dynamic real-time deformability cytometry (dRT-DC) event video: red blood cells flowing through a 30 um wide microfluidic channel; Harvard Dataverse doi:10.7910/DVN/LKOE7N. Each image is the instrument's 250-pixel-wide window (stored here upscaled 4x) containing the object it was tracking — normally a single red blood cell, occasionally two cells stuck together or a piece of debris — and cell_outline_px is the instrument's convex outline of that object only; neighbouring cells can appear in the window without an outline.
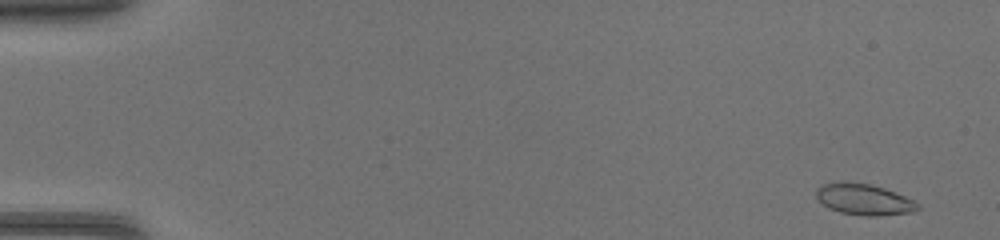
{"species": "common noctule bat (a hibernating species)", "species_latin": "Nyctalus noctula", "temperature_condition": "warm", "stored_images_in_passage": 46, "camera_frame_rate_fps": 3000, "um_per_image_px": 0.085, "animal": {"sex": "female", "body_mass_g": 17.0, "forearm_length_mm": 48.0}, "frame": {"image": 1, "passage_image": 2, "time_ms": 0.333, "image_size_px": [1000, 240], "cell_outline_px": [[920, 208], [912, 212], [876, 216], [868, 216], [840, 212], [828, 208], [816, 196], [816, 188], [820, 184], [840, 180], [868, 184], [884, 188], [904, 196], [920, 204]], "centroid_in_image_um": [73.4, 16.93], "position_along_channel_um": 11.6, "area_um2": 18.44}}
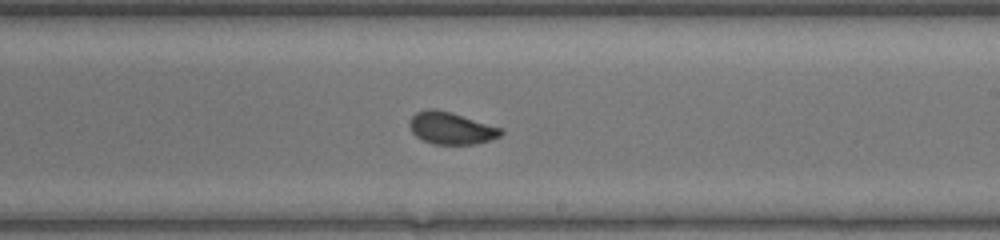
{"frame": {"image": 2, "passage_image": 28, "time_ms": 9.0, "image_size_px": [1000, 240], "cell_outline_px": [[504, 132], [500, 136], [488, 140], [472, 144], [432, 144], [416, 136], [412, 132], [408, 124], [412, 116], [416, 112], [428, 108], [436, 108], [452, 112], [504, 128]], "centroid_in_image_um": [38.35, 10.87], "position_along_channel_um": 250.7, "area_um2": 17.28}}
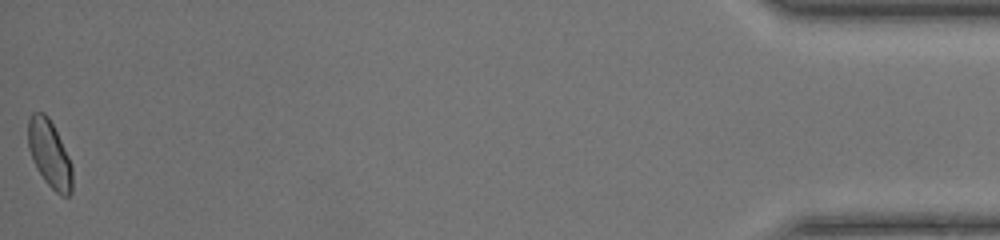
{"frame": {"image": 3, "passage_image": 46, "time_ms": 15.0, "image_size_px": [1000, 240], "cell_outline_px": [[72, 192], [68, 196], [60, 196], [44, 180], [36, 168], [32, 160], [28, 148], [28, 120], [32, 112], [44, 112], [48, 116], [72, 164]], "centroid_in_image_um": [4.2, 13.1], "position_along_channel_um": 431.0, "area_um2": 17.28}}